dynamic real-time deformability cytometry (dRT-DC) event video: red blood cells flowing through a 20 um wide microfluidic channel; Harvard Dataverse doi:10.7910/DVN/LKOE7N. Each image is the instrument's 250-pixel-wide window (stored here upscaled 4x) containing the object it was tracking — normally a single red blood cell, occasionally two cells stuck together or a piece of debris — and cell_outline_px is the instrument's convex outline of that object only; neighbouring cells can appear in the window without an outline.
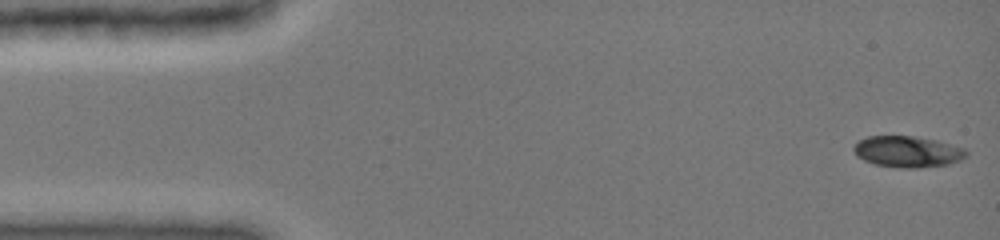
{"species": "common noctule bat (a hibernating species)", "species_latin": "Nyctalus noctula", "temperature_condition": "cold", "stored_images_in_passage": 34, "camera_frame_rate_fps": 3000, "um_per_image_px": 0.085, "animal": {"sex": "female", "body_mass_g": 19.0, "forearm_length_mm": 51.5}, "frame": {"image": 1, "passage_image": 1, "time_ms": 0.0, "image_size_px": [1000, 240], "cell_outline_px": [[968, 156], [960, 160], [948, 164], [916, 168], [904, 168], [876, 164], [864, 160], [856, 156], [852, 148], [860, 140], [868, 136], [912, 136], [936, 140], [964, 148], [968, 152]], "centroid_in_image_um": [77.15, 12.89], "position_along_channel_um": 7.8, "area_um2": 20.35}}
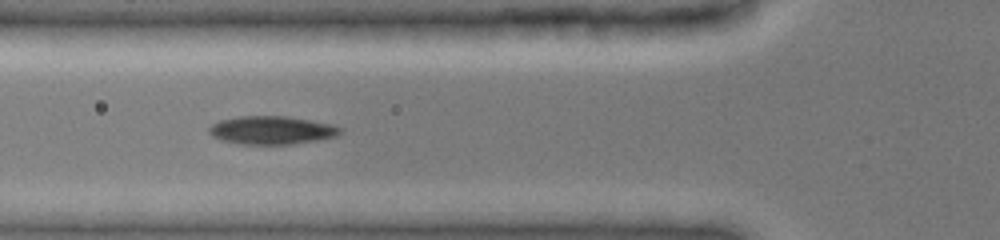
{"frame": {"image": 2, "passage_image": 21, "time_ms": 5.333, "image_size_px": [1000, 240], "cell_outline_px": [[340, 132], [336, 136], [316, 140], [292, 144], [240, 144], [220, 140], [212, 136], [208, 132], [208, 128], [212, 124], [220, 120], [236, 116], [288, 116], [312, 120], [332, 124], [340, 128]], "centroid_in_image_um": [23.04, 11.06], "position_along_channel_um": 102.8, "area_um2": 21.62}}
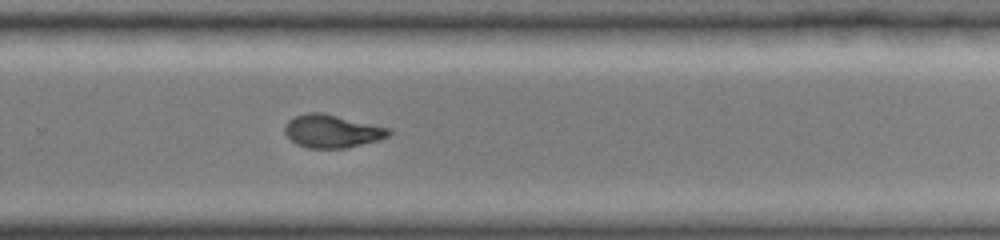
{"frame": {"image": 3, "passage_image": 34, "time_ms": 10.333, "image_size_px": [1000, 240], "cell_outline_px": [[392, 132], [388, 136], [376, 140], [344, 148], [308, 148], [296, 144], [284, 132], [284, 128], [288, 120], [296, 116], [308, 112], [324, 112], [392, 128]], "centroid_in_image_um": [28.23, 11.13], "position_along_channel_um": 301.6, "area_um2": 20.06}}